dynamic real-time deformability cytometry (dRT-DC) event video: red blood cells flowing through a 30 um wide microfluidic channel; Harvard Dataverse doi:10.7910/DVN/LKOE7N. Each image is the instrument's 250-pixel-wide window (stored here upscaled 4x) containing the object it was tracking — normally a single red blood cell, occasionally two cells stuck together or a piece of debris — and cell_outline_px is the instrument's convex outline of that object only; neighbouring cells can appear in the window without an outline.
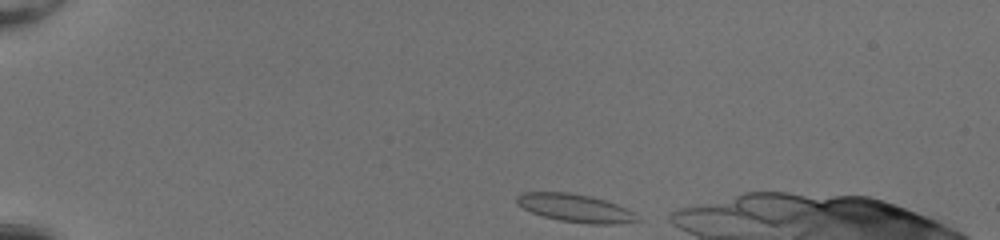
{"species": "common noctule bat (a hibernating species)", "species_latin": "Nyctalus noctula", "temperature_condition": "room temperature", "stored_images_in_passage": 42, "camera_frame_rate_fps": 3000, "um_per_image_px": 0.085, "animal": {"sex": "female", "body_mass_g": 20.0, "forearm_length_mm": 54.0}, "frame": {"image": 1, "passage_image": 1, "time_ms": 0.0, "image_size_px": [1000, 240], "cell_outline_px": [[640, 220], [616, 224], [588, 224], [560, 220], [544, 216], [532, 212], [516, 204], [516, 196], [524, 192], [568, 192], [592, 196], [616, 204], [632, 212]], "centroid_in_image_um": [48.86, 17.68], "position_along_channel_um": 36.1, "area_um2": 19.42}}
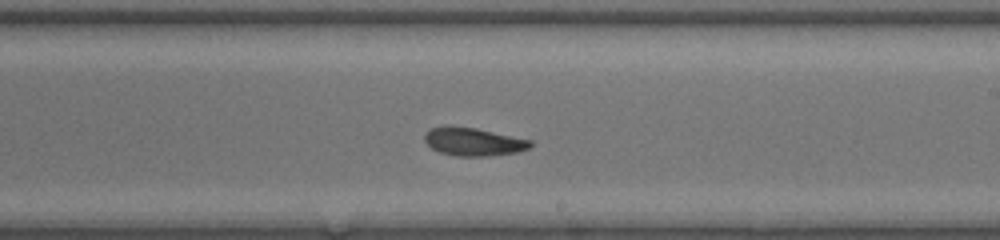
{"frame": {"image": 2, "passage_image": 22, "time_ms": 7.0, "image_size_px": [1000, 240], "cell_outline_px": [[532, 144], [528, 148], [516, 152], [488, 156], [456, 156], [440, 152], [432, 148], [424, 140], [424, 132], [432, 128], [444, 124], [448, 124], [476, 128], [532, 140]], "centroid_in_image_um": [40.19, 12.02], "position_along_channel_um": 248.8, "area_um2": 17.51}}
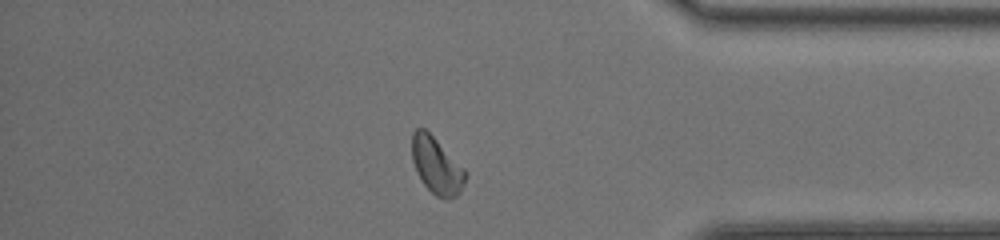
{"frame": {"image": 3, "passage_image": 34, "time_ms": 11.0, "image_size_px": [1000, 240], "cell_outline_px": [[468, 176], [460, 192], [456, 196], [448, 200], [444, 200], [436, 196], [424, 184], [416, 172], [412, 160], [412, 132], [416, 128], [424, 128], [468, 172]], "centroid_in_image_um": [37.12, 14.11], "position_along_channel_um": 398.1, "area_um2": 17.63}, "authors_computed_cell_mechanics": {"area_um2": 17.6579, "velocity_mm_per_s": 4.1325, "shape_relaxation_time_tau1_ms": 3.535, "shape_relaxation_time_tau2_ms": 3.24, "deformation_change_tau1": 0.1173, "deformation_change_tau2": 0.0887}}